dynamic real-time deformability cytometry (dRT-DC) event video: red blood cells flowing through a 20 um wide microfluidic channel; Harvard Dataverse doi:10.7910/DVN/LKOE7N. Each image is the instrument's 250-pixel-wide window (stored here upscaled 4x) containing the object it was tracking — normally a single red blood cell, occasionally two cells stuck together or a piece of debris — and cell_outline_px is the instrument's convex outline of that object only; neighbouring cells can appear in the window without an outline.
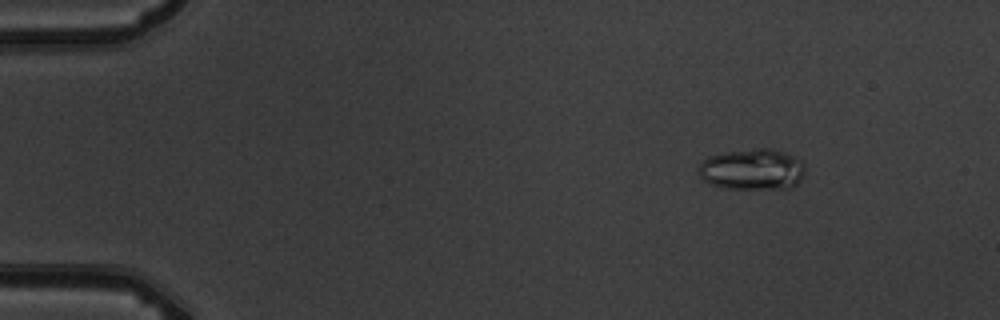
{"species": "common noctule bat (a hibernating species)", "species_latin": "Nyctalus noctula", "temperature_condition": "warm", "stored_images_in_passage": 6, "camera_frame_rate_fps": 3000, "um_per_image_px": 0.085, "animal": {"sex": "male", "body_mass_g": 19.5, "forearm_length_mm": 54.6}, "frame": {"image": 1, "passage_image": 2, "time_ms": 1.0, "image_size_px": [1000, 320], "cell_outline_px": [[804, 176], [792, 188], [724, 188], [712, 184], [704, 180], [700, 176], [696, 168], [708, 156], [724, 152], [756, 148], [772, 148], [796, 156], [804, 164]], "centroid_in_image_um": [63.95, 14.38], "position_along_channel_um": 21.0, "area_um2": 25.66}}
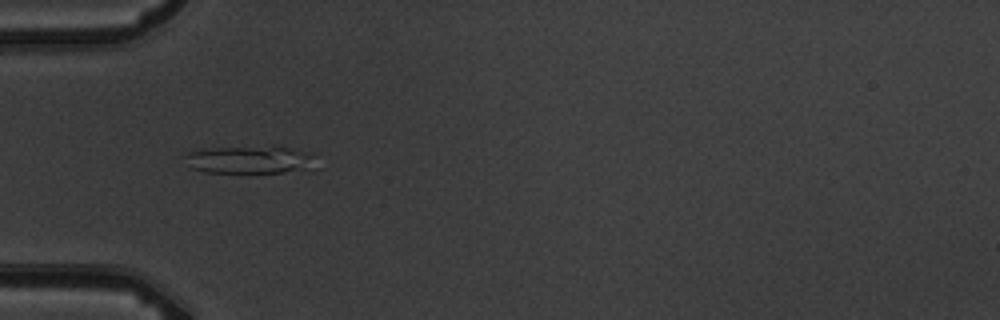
{"frame": {"image": 2, "passage_image": 5, "time_ms": 4.667, "image_size_px": [1000, 320], "cell_outline_px": [[320, 168], [312, 172], [204, 172], [192, 168], [184, 156], [188, 152], [212, 148], [272, 144], [312, 152]], "centroid_in_image_um": [21.49, 13.56], "position_along_channel_um": 63.5, "area_um2": 22.37}}
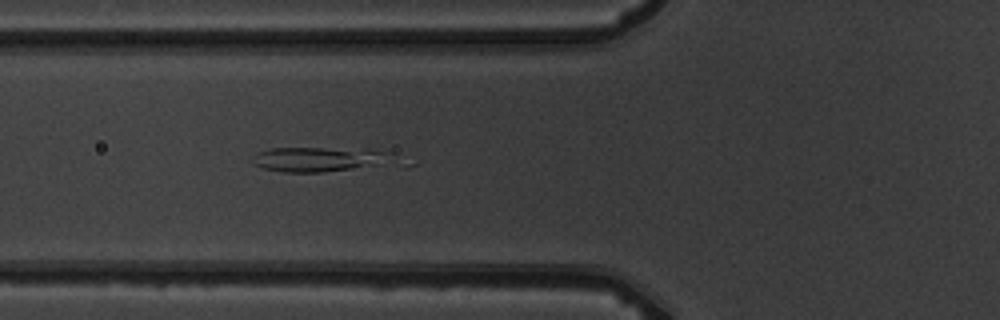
{"frame": {"image": 3, "passage_image": 6, "time_ms": 5.667, "image_size_px": [1000, 320], "cell_outline_px": [[380, 164], [324, 172], [284, 172], [264, 168], [252, 164], [252, 156], [256, 152], [272, 148], [368, 148], [380, 152]], "centroid_in_image_um": [26.79, 13.52], "position_along_channel_um": 99.0, "area_um2": 19.19}}